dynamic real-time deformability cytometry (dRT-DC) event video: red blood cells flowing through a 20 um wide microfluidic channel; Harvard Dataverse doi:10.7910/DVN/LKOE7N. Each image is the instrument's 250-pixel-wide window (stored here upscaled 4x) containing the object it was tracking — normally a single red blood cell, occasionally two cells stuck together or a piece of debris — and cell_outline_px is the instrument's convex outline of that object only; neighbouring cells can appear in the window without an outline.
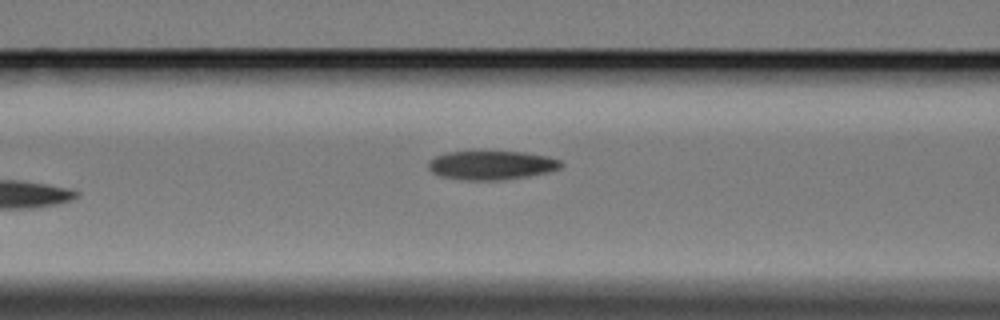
{"species": "Egyptian fruit bat (a non-hibernating species)", "species_latin": "Rousettus aegyptiacus", "temperature_condition": "cold", "stored_images_in_passage": 7, "camera_frame_rate_fps": 3000, "um_per_image_px": 0.085, "animal": {"sex": "female"}, "frame": {"image": 1, "passage_image": 7, "time_ms": 8.333, "image_size_px": [1000, 320], "cell_outline_px": [[564, 164], [560, 168], [548, 172], [528, 176], [500, 180], [468, 180], [440, 176], [432, 172], [428, 168], [428, 160], [436, 156], [448, 152], [524, 152], [548, 156], [560, 160]], "centroid_in_image_um": [41.79, 14.04], "position_along_channel_um": 124.8, "area_um2": 22.25}}